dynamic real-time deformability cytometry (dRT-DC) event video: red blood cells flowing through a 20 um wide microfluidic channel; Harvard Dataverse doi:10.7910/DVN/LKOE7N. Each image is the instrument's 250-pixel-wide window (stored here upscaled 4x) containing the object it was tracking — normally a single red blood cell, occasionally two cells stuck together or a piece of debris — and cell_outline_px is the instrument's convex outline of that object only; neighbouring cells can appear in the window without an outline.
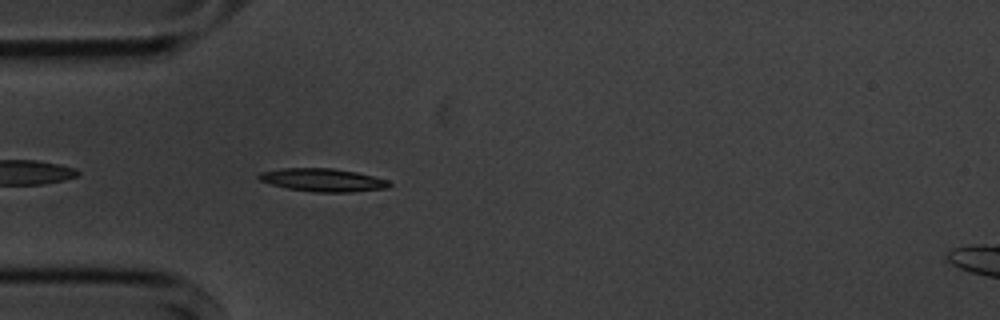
{"species": "common noctule bat (a hibernating species)", "species_latin": "Nyctalus noctula", "temperature_condition": "cold", "stored_images_in_passage": 42, "camera_frame_rate_fps": 3000, "um_per_image_px": 0.085, "animal": {"sex": "male", "body_mass_g": 20.1, "forearm_length_mm": 53.5}, "frame": {"image": 1, "passage_image": 3, "time_ms": 0.667, "image_size_px": [1000, 320], "cell_outline_px": [[392, 184], [388, 188], [348, 192], [316, 192], [288, 188], [272, 184], [260, 180], [256, 176], [260, 172], [284, 168], [332, 168], [356, 172], [388, 180]], "centroid_in_image_um": [27.45, 15.29], "position_along_channel_um": 57.6, "area_um2": 17.34}}
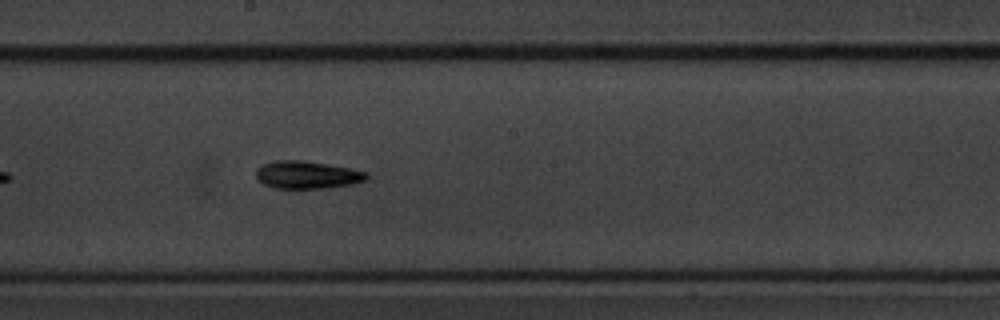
{"frame": {"image": 2, "passage_image": 17, "time_ms": 5.333, "image_size_px": [1000, 320], "cell_outline_px": [[368, 176], [364, 180], [352, 184], [324, 188], [276, 188], [264, 184], [256, 180], [256, 168], [260, 164], [276, 160], [304, 160], [348, 168], [368, 172]], "centroid_in_image_um": [26.04, 14.85], "position_along_channel_um": 222.2, "area_um2": 17.8}}
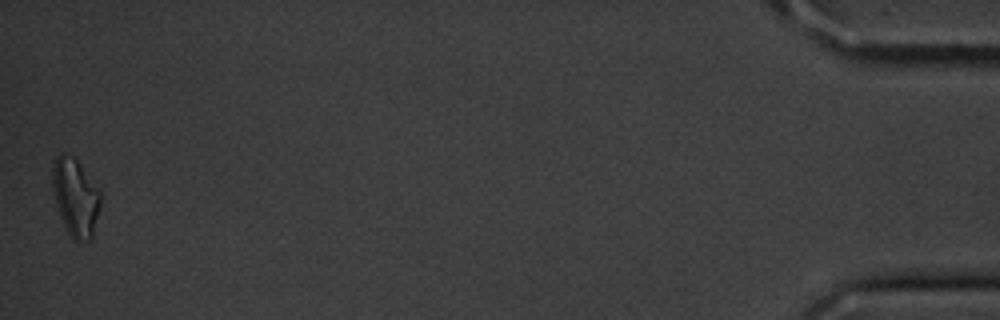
{"frame": {"image": 3, "passage_image": 42, "time_ms": 13.667, "image_size_px": [1000, 320], "cell_outline_px": [[100, 208], [92, 240], [72, 240], [60, 216], [56, 204], [52, 188], [52, 168], [56, 156], [60, 152], [64, 152], [72, 156], [80, 164], [100, 188]], "centroid_in_image_um": [6.42, 16.75], "position_along_channel_um": 428.8, "area_um2": 22.02}, "authors_computed_cell_mechanics": {"area_um2": 16.9643, "velocity_mm_per_s": 3.5927, "shape_relaxation_time_tau1_ms": 2.6986, "shape_relaxation_time_tau2_ms": 6.1099, "deformation_change_tau1": 0.0943, "deformation_change_tau2": 0.1321}}